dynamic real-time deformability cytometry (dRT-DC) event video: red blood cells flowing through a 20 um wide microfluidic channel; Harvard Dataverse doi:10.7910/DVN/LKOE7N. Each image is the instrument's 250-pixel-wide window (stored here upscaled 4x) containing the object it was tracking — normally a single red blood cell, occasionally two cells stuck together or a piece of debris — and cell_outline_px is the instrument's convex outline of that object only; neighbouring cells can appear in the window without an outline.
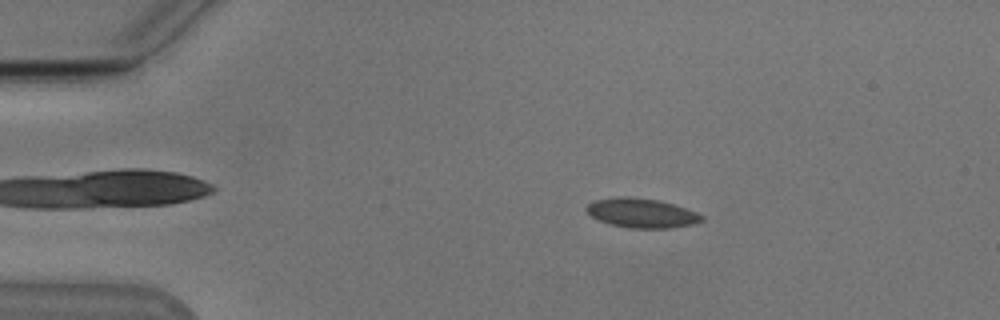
{"species": "Egyptian fruit bat (a non-hibernating species)", "species_latin": "Rousettus aegyptiacus", "temperature_condition": "cold", "stored_images_in_passage": 52, "camera_frame_rate_fps": 3000, "um_per_image_px": 0.085, "animal": {"sex": "male"}, "frame": {"image": 1, "passage_image": 9, "time_ms": 2.667, "image_size_px": [1000, 320], "cell_outline_px": [[704, 220], [692, 224], [668, 228], [632, 228], [612, 224], [600, 220], [592, 216], [584, 208], [588, 204], [596, 200], [620, 196], [628, 196], [656, 200], [672, 204], [696, 212], [704, 216]], "centroid_in_image_um": [54.54, 18.1], "position_along_channel_um": 30.5, "area_um2": 19.36}}
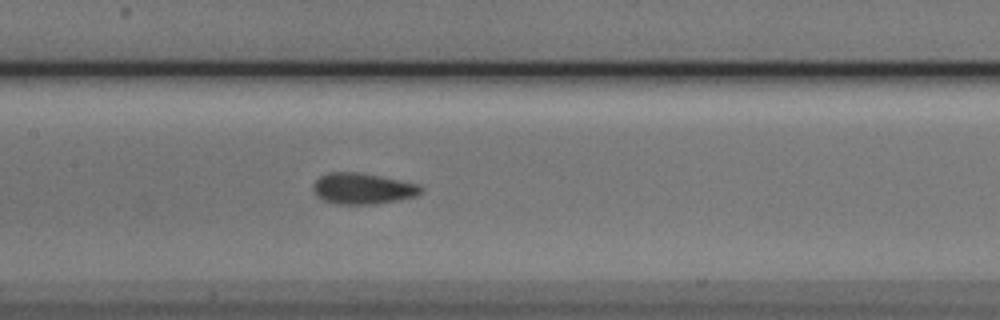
{"frame": {"image": 2, "passage_image": 25, "time_ms": 8.0, "image_size_px": [1000, 320], "cell_outline_px": [[424, 192], [416, 196], [376, 204], [336, 204], [324, 200], [316, 196], [312, 188], [312, 184], [320, 176], [328, 172], [360, 172], [420, 184], [424, 188]], "centroid_in_image_um": [30.83, 16.02], "position_along_channel_um": 176.6, "area_um2": 19.71}}
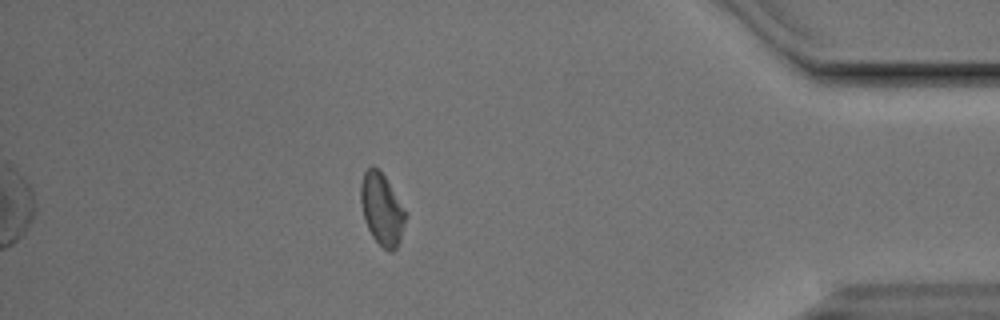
{"frame": {"image": 3, "passage_image": 46, "time_ms": 15.0, "image_size_px": [1000, 320], "cell_outline_px": [[408, 216], [400, 240], [396, 248], [392, 252], [388, 252], [372, 236], [368, 228], [364, 216], [360, 200], [360, 184], [364, 172], [372, 164], [384, 176]], "centroid_in_image_um": [32.46, 17.8], "position_along_channel_um": 402.7, "area_um2": 18.5}, "authors_computed_cell_mechanics": {"area_um2": 19.0162, "velocity_mm_per_s": 3.8142, "shape_relaxation_time_tau1_ms": 3.0604, "shape_relaxation_time_tau2_ms": 1.7904, "deformation_change_tau1": 0.0686, "deformation_change_tau2": 0.0378}}